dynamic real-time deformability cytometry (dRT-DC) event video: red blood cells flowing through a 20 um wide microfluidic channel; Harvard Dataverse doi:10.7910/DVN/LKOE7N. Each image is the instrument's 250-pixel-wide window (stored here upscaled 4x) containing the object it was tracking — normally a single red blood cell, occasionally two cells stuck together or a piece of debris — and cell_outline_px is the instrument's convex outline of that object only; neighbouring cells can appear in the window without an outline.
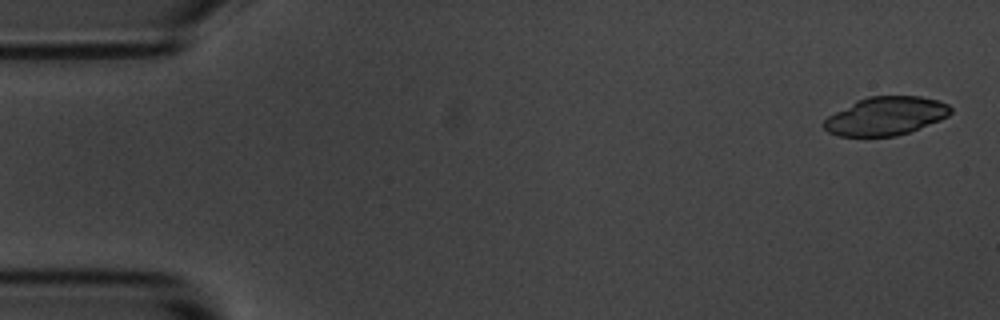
{"species": "common noctule bat (a hibernating species)", "species_latin": "Nyctalus noctula", "temperature_condition": "room temperature", "stored_images_in_passage": 5, "camera_frame_rate_fps": 3000, "um_per_image_px": 0.085, "animal": {"sex": "male", "body_mass_g": 20.1, "forearm_length_mm": 53.5}, "frame": {"image": 1, "passage_image": 1, "time_ms": 0.0, "image_size_px": [1000, 320], "cell_outline_px": [[952, 112], [948, 116], [940, 120], [908, 132], [896, 136], [840, 136], [828, 132], [824, 128], [824, 120], [828, 116], [856, 100], [868, 96], [920, 96], [936, 100], [948, 104], [952, 108]], "centroid_in_image_um": [75.29, 9.86], "position_along_channel_um": 9.7, "area_um2": 28.21}}
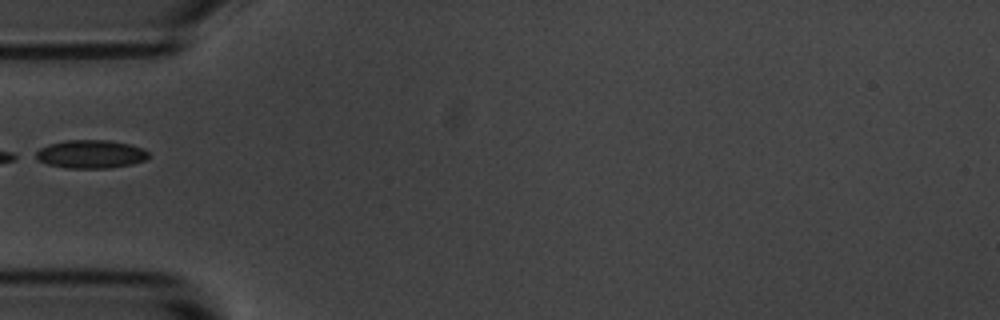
{"frame": {"image": 2, "passage_image": 5, "time_ms": 5.333, "image_size_px": [1000, 320], "cell_outline_px": [[148, 156], [144, 160], [132, 164], [108, 168], [68, 168], [48, 164], [36, 160], [28, 156], [40, 148], [48, 144], [68, 140], [108, 140], [128, 144], [144, 148], [148, 152]], "centroid_in_image_um": [7.63, 13.1], "position_along_channel_um": 77.4, "area_um2": 18.79}}